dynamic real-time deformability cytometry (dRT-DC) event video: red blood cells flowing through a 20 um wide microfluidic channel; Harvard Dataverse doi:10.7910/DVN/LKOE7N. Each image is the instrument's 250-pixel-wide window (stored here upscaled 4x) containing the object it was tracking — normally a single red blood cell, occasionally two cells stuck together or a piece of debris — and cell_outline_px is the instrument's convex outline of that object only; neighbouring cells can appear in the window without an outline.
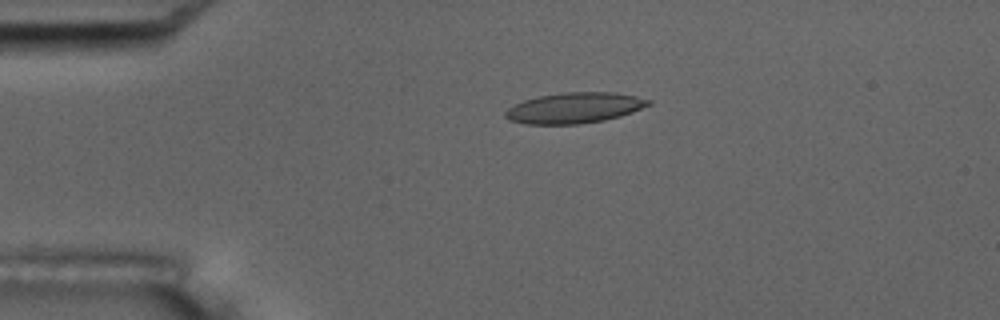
{"species": "common noctule bat (a hibernating species)", "species_latin": "Nyctalus noctula", "temperature_condition": "room temperature", "stored_images_in_passage": 5, "camera_frame_rate_fps": 3000, "um_per_image_px": 0.085, "animal": {"sex": "male", "body_mass_g": 17.5, "forearm_length_mm": 52.3}, "frame": {"image": 1, "passage_image": 4, "time_ms": 3.333, "image_size_px": [1000, 320], "cell_outline_px": [[652, 104], [632, 112], [620, 116], [604, 120], [580, 124], [524, 124], [508, 120], [504, 116], [504, 112], [508, 108], [524, 100], [540, 96], [564, 92], [616, 92], [636, 96], [652, 100]], "centroid_in_image_um": [48.84, 9.17], "position_along_channel_um": 36.2, "area_um2": 25.66}}